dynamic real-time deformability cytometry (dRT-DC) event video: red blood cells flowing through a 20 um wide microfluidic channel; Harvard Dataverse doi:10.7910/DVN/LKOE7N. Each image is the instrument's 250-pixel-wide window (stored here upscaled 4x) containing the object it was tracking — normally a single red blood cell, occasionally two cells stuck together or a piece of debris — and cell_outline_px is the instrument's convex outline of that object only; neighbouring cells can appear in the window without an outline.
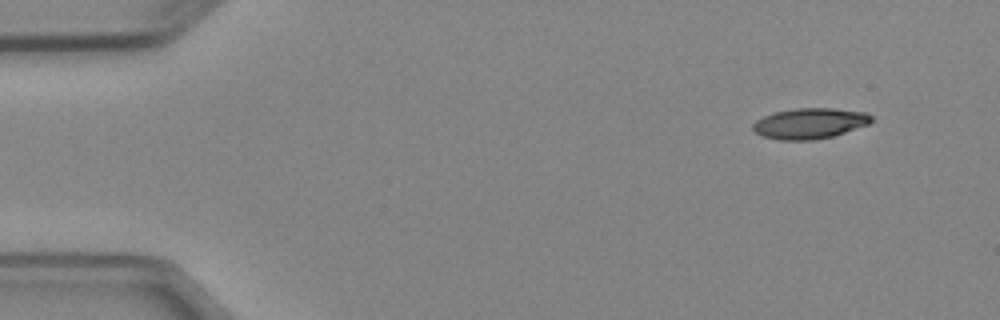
{"species": "Egyptian fruit bat (a non-hibernating species)", "species_latin": "Rousettus aegyptiacus", "temperature_condition": "cold", "stored_images_in_passage": 5, "camera_frame_rate_fps": 3000, "um_per_image_px": 0.085, "animal": {"sex": "female"}, "frame": {"image": 1, "passage_image": 1, "time_ms": 0.0, "image_size_px": [1000, 320], "cell_outline_px": [[872, 120], [868, 124], [832, 136], [812, 140], [780, 140], [764, 136], [756, 132], [752, 128], [752, 124], [756, 120], [764, 116], [776, 112], [796, 108], [832, 108], [868, 112], [872, 116]], "centroid_in_image_um": [68.83, 10.48], "position_along_channel_um": 16.2, "area_um2": 20.98}}
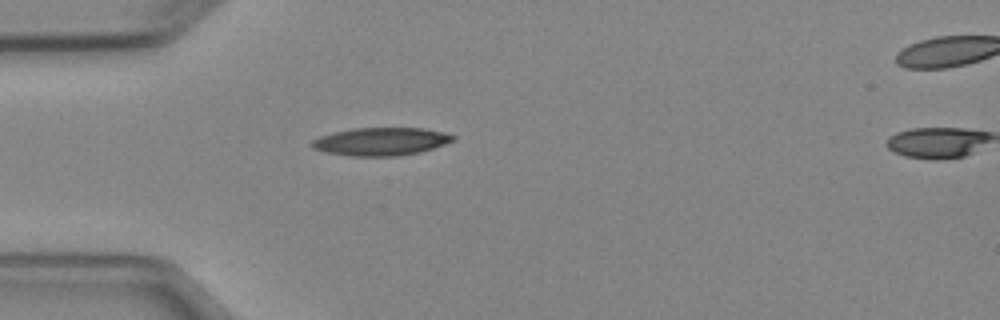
{"frame": {"image": 2, "passage_image": 4, "time_ms": 3.333, "image_size_px": [1000, 320], "cell_outline_px": [[456, 136], [452, 140], [444, 144], [420, 152], [396, 156], [352, 156], [324, 152], [312, 148], [308, 144], [312, 140], [320, 136], [352, 128], [424, 128], [444, 132]], "centroid_in_image_um": [32.34, 12.03], "position_along_channel_um": 52.7, "area_um2": 22.95}}